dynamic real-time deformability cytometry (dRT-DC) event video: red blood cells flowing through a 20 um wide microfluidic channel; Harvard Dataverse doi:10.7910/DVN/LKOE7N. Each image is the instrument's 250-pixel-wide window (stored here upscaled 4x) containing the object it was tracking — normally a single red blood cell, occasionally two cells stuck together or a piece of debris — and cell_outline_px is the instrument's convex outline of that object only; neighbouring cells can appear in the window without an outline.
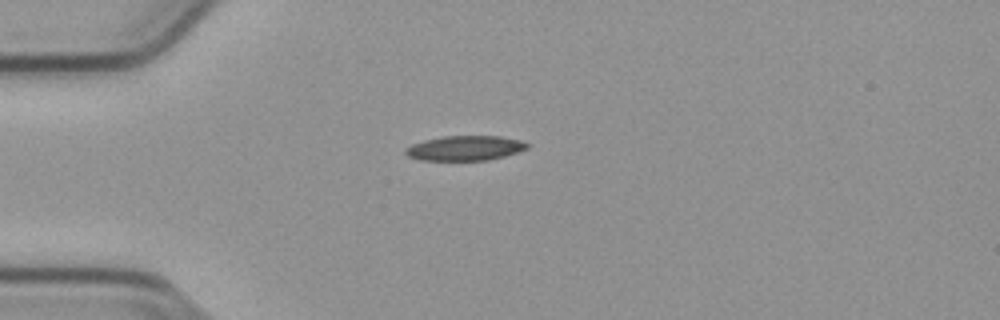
{"species": "common noctule bat (a hibernating species)", "species_latin": "Nyctalus noctula", "temperature_condition": "cold", "stored_images_in_passage": 41, "camera_frame_rate_fps": 3000, "um_per_image_px": 0.085, "animal": {"sex": "male", "body_mass_g": 23.1, "forearm_length_mm": 52.7}, "frame": {"image": 1, "passage_image": 1, "time_ms": 0.0, "image_size_px": [1000, 320], "cell_outline_px": [[528, 148], [504, 156], [488, 160], [420, 160], [408, 156], [404, 152], [404, 148], [412, 144], [424, 140], [444, 136], [500, 136], [520, 140], [528, 144]], "centroid_in_image_um": [39.49, 12.59], "position_along_channel_um": 45.5, "area_um2": 17.51}}
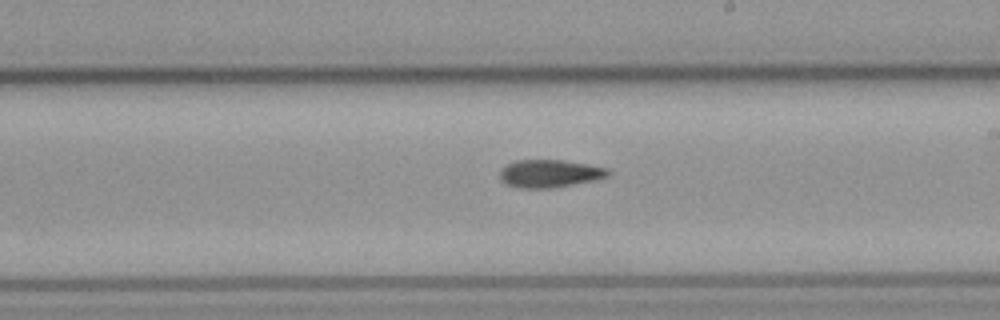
{"frame": {"image": 2, "passage_image": 18, "time_ms": 5.667, "image_size_px": [1000, 320], "cell_outline_px": [[612, 172], [608, 176], [596, 180], [552, 188], [520, 188], [504, 184], [500, 180], [500, 168], [516, 160], [564, 160], [588, 164], [608, 168]], "centroid_in_image_um": [46.72, 14.75], "position_along_channel_um": 242.3, "area_um2": 17.74}}
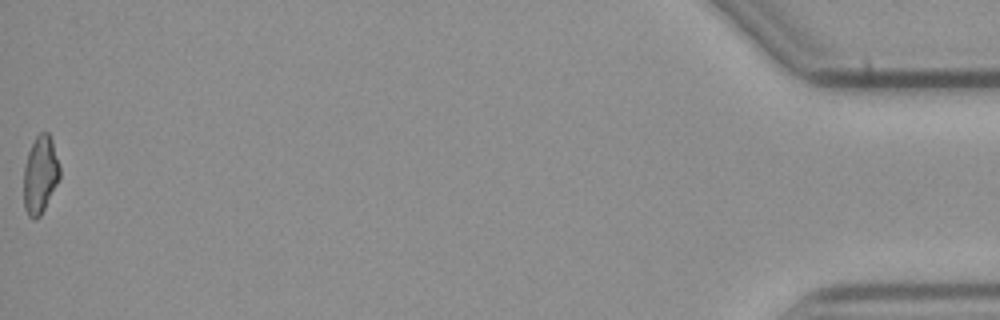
{"frame": {"image": 3, "passage_image": 41, "time_ms": 13.333, "image_size_px": [1000, 320], "cell_outline_px": [[60, 180], [40, 216], [36, 220], [32, 220], [28, 216], [24, 208], [24, 168], [28, 152], [36, 136], [40, 132], [48, 132], [52, 140], [60, 168]], "centroid_in_image_um": [3.42, 14.89], "position_along_channel_um": 431.8, "area_um2": 16.42}, "authors_computed_cell_mechanics": {"area_um2": 17.2244, "velocity_mm_per_s": 3.8209, "shape_relaxation_time_tau1_ms": 9.928, "shape_relaxation_time_tau2_ms": null, "deformation_change_tau1": 0.1974, "deformation_change_tau2": null}}